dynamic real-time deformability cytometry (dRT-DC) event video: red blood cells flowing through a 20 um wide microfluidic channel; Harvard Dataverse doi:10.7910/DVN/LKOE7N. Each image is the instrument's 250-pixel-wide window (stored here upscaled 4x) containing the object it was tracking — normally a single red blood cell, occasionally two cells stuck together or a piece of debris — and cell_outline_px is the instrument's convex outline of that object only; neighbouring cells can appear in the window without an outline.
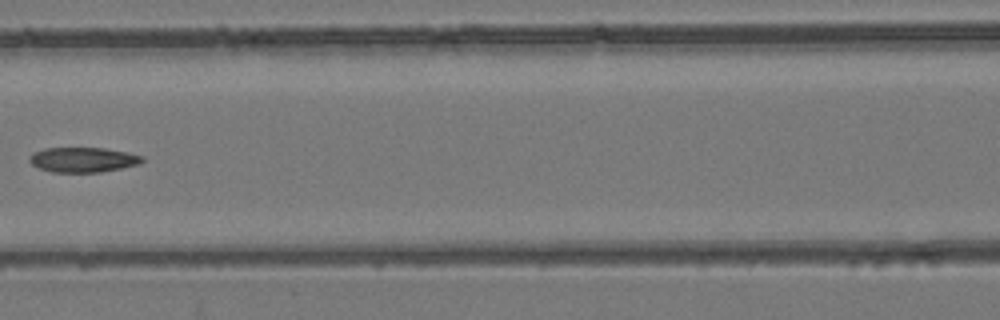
{"species": "common noctule bat (a hibernating species)", "species_latin": "Nyctalus noctula", "temperature_condition": "room temperature", "stored_images_in_passage": 8, "camera_frame_rate_fps": 3000, "um_per_image_px": 0.085, "animal": {"sex": "female", "body_mass_g": 24.6, "forearm_length_mm": 56.2}, "frame": {"image": 1, "passage_image": 7, "time_ms": 7.0, "image_size_px": [1000, 320], "cell_outline_px": [[144, 160], [140, 164], [100, 172], [52, 172], [40, 168], [32, 164], [28, 160], [28, 156], [32, 152], [44, 148], [104, 148], [144, 156]], "centroid_in_image_um": [7.02, 13.57], "position_along_channel_um": 159.6, "area_um2": 16.36}}
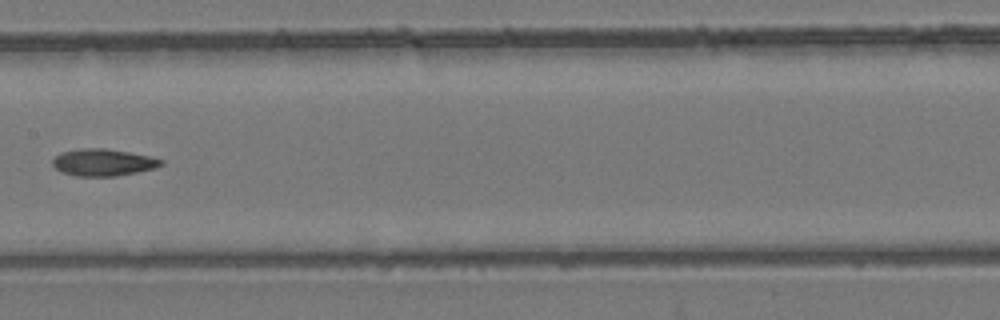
{"frame": {"image": 2, "passage_image": 8, "time_ms": 8.0, "image_size_px": [1000, 320], "cell_outline_px": [[164, 164], [156, 168], [116, 176], [76, 176], [64, 172], [56, 168], [52, 164], [52, 160], [60, 152], [80, 148], [104, 148], [152, 156], [164, 160]], "centroid_in_image_um": [8.8, 13.79], "position_along_channel_um": 198.6, "area_um2": 17.11}}